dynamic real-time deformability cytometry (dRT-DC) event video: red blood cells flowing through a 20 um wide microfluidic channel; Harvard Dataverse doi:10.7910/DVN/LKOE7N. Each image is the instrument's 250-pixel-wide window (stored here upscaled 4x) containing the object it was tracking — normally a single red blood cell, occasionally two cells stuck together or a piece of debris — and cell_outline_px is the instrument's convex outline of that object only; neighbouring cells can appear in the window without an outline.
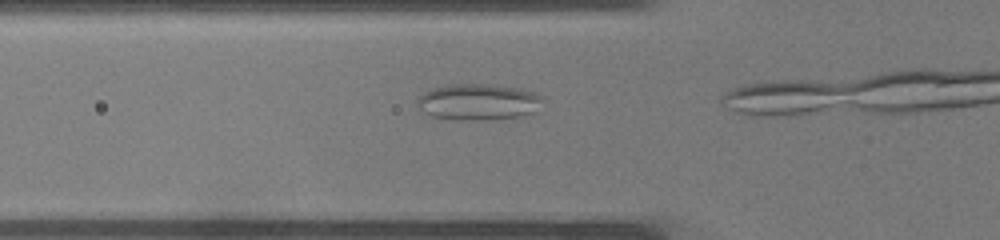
{"species": "common noctule bat (a hibernating species)", "species_latin": "Nyctalus noctula", "temperature_condition": "warm", "stored_images_in_passage": 10, "camera_frame_rate_fps": 3000, "um_per_image_px": 0.085, "animal": {"sex": "male", "body_mass_g": 19.0, "forearm_length_mm": 50.8}, "frame": {"image": 1, "passage_image": 9, "time_ms": 2.667, "image_size_px": [1000, 240], "cell_outline_px": [[544, 100], [536, 112], [520, 116], [472, 120], [456, 120], [432, 116], [424, 112], [420, 108], [416, 100], [424, 92], [448, 84], [496, 84], [520, 88], [544, 96]], "centroid_in_image_um": [40.7, 8.65], "position_along_channel_um": 85.1, "area_um2": 26.53}}